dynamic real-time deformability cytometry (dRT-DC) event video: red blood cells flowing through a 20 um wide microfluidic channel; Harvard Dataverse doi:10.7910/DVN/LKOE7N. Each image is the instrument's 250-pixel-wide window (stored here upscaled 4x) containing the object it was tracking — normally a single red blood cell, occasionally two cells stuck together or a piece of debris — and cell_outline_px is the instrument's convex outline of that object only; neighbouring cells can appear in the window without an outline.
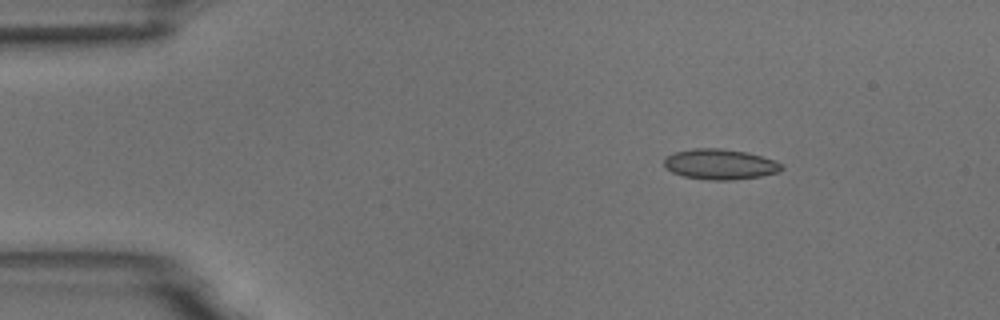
{"species": "common noctule bat (a hibernating species)", "species_latin": "Nyctalus noctula", "temperature_condition": "room temperature", "stored_images_in_passage": 5, "camera_frame_rate_fps": 3000, "um_per_image_px": 0.085, "animal": {"sex": "male", "body_mass_g": 18.8}, "frame": {"image": 1, "passage_image": 3, "time_ms": 2.333, "image_size_px": [1000, 320], "cell_outline_px": [[784, 168], [780, 172], [760, 176], [732, 180], [708, 180], [684, 176], [672, 172], [664, 168], [664, 156], [676, 152], [692, 148], [720, 148], [744, 152], [760, 156], [772, 160], [780, 164]], "centroid_in_image_um": [61.15, 13.96], "position_along_channel_um": 23.9, "area_um2": 20.75}}